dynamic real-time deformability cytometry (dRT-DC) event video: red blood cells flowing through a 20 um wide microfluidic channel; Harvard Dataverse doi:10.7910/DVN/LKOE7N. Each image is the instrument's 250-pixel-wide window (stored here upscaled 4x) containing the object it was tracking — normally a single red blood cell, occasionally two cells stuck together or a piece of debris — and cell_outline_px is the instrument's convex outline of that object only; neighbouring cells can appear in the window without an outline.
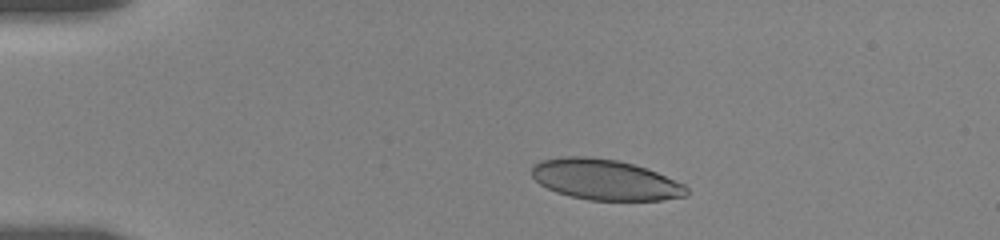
{"species": "human", "species_latin": "Homo sapiens", "temperature_condition": "room temperature", "stored_images_in_passage": 10, "camera_frame_rate_fps": 3000, "um_per_image_px": 0.085, "donor": {"sex": "female"}, "frame": {"image": 1, "passage_image": 1, "time_ms": 0.0, "image_size_px": [1000, 240], "cell_outline_px": [[688, 196], [664, 200], [588, 200], [556, 192], [540, 184], [532, 176], [532, 164], [540, 160], [560, 156], [588, 156], [616, 160], [632, 164], [656, 172], [684, 184], [688, 188]], "centroid_in_image_um": [51.41, 15.27], "position_along_channel_um": 33.6, "area_um2": 36.65}}